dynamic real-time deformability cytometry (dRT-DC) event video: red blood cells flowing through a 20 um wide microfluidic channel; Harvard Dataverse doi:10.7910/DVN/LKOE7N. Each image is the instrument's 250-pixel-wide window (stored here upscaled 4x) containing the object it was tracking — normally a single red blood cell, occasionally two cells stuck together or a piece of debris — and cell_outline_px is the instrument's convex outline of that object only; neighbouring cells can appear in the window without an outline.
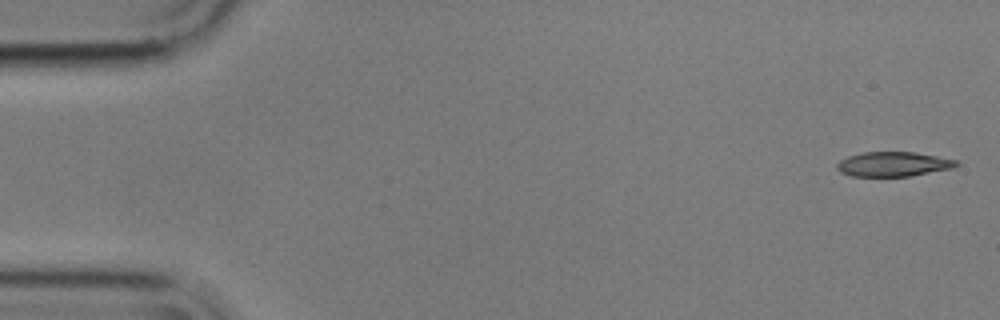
{"species": "common noctule bat (a hibernating species)", "species_latin": "Nyctalus noctula", "temperature_condition": "cold", "stored_images_in_passage": 6, "camera_frame_rate_fps": 3000, "um_per_image_px": 0.085, "animal": {"sex": "male", "body_mass_g": 17.9}, "frame": {"image": 1, "passage_image": 1, "time_ms": 0.0, "image_size_px": [1000, 320], "cell_outline_px": [[960, 164], [952, 168], [908, 176], [852, 176], [840, 172], [836, 168], [836, 164], [840, 160], [848, 156], [864, 152], [916, 152], [956, 160]], "centroid_in_image_um": [75.9, 13.95], "position_along_channel_um": 9.1, "area_um2": 16.99}}
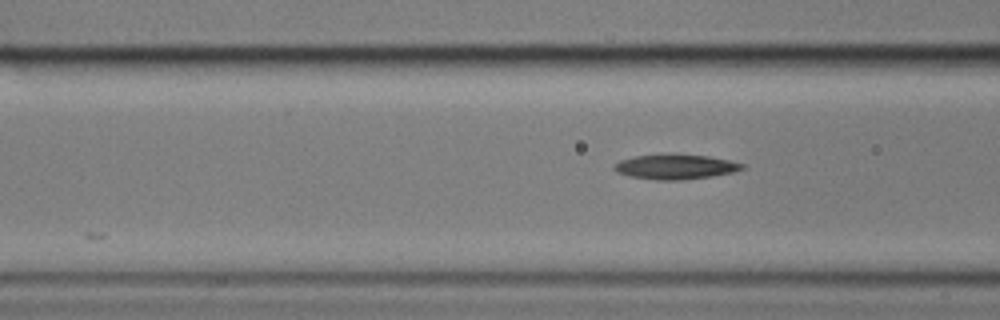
{"frame": {"image": 2, "passage_image": 6, "time_ms": 1.667, "image_size_px": [1000, 320], "cell_outline_px": [[744, 168], [732, 172], [712, 176], [680, 180], [656, 180], [632, 176], [616, 172], [612, 168], [612, 164], [620, 160], [636, 156], [708, 156], [728, 160], [744, 164]], "centroid_in_image_um": [57.38, 14.2], "position_along_channel_um": 109.2, "area_um2": 17.8}}